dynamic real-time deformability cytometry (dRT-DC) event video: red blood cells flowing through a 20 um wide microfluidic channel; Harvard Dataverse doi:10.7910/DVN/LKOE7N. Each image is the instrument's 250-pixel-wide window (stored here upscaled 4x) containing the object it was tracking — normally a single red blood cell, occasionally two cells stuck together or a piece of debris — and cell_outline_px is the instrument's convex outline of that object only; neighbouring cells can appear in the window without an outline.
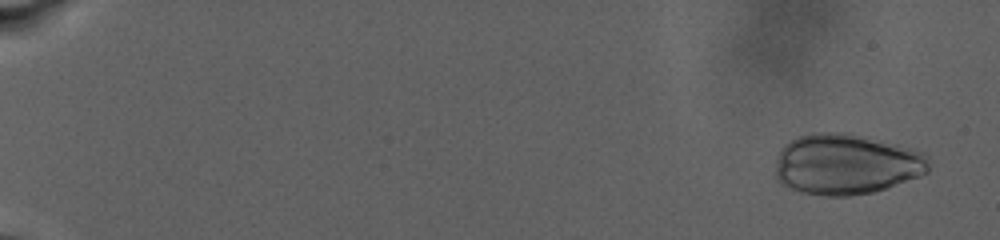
{"species": "human", "species_latin": "Homo sapiens", "temperature_condition": "warm", "stored_images_in_passage": 24, "camera_frame_rate_fps": 3000, "um_per_image_px": 0.085, "donor": {"sex": "male"}, "frame": {"image": 1, "passage_image": 2, "time_ms": 1.0, "image_size_px": [1000, 240], "cell_outline_px": [[928, 172], [920, 176], [888, 188], [872, 192], [848, 196], [824, 196], [800, 192], [780, 184], [776, 180], [776, 156], [792, 140], [800, 136], [812, 132], [848, 132], [868, 136], [912, 148], [924, 152], [928, 156]], "centroid_in_image_um": [71.95, 13.96], "position_along_channel_um": 13.1, "area_um2": 54.79}}
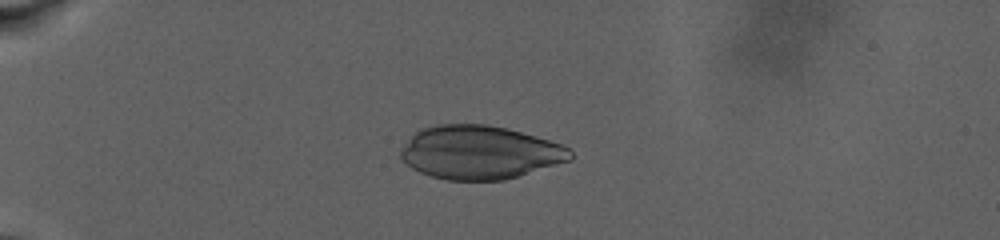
{"frame": {"image": 2, "passage_image": 17, "time_ms": 7.667, "image_size_px": [1000, 240], "cell_outline_px": [[572, 160], [504, 180], [448, 180], [432, 176], [420, 172], [412, 168], [400, 156], [400, 148], [416, 132], [424, 128], [440, 124], [484, 124], [504, 128], [536, 136], [560, 144], [568, 148], [572, 152]], "centroid_in_image_um": [40.78, 12.96], "position_along_channel_um": 44.2, "area_um2": 52.42}}
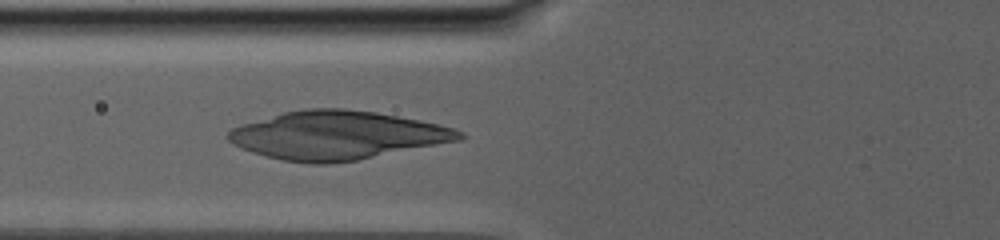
{"frame": {"image": 3, "passage_image": 24, "time_ms": 11.667, "image_size_px": [1000, 240], "cell_outline_px": [[464, 140], [356, 160], [328, 164], [312, 164], [280, 160], [252, 152], [240, 148], [232, 144], [224, 136], [232, 128], [240, 124], [284, 112], [308, 108], [344, 108], [376, 112], [420, 120], [452, 128], [464, 132]], "centroid_in_image_um": [28.63, 11.5], "position_along_channel_um": 97.2, "area_um2": 65.49}}